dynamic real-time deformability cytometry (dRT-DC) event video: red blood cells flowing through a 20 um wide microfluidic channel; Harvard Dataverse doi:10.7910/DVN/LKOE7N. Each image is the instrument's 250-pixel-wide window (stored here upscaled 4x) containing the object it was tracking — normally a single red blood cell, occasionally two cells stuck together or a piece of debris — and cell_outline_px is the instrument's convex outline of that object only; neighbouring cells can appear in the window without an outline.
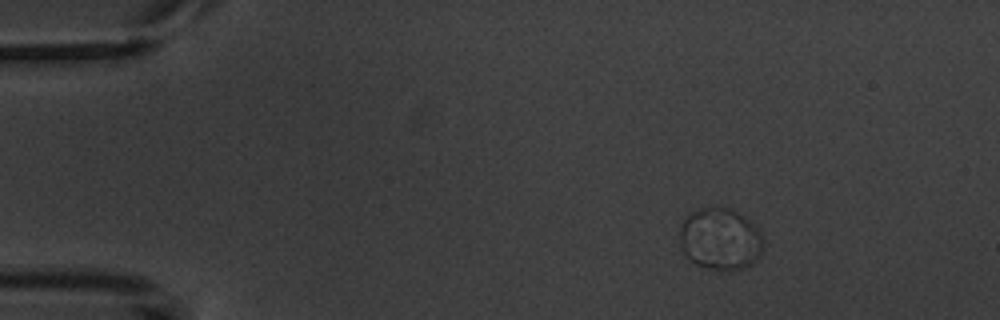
{"species": "common noctule bat (a hibernating species)", "species_latin": "Nyctalus noctula", "temperature_condition": "warm", "stored_images_in_passage": 6, "camera_frame_rate_fps": 3000, "um_per_image_px": 0.085, "animal": {"sex": "male", "body_mass_g": 20.1, "forearm_length_mm": 53.5}, "frame": {"image": 1, "passage_image": 2, "time_ms": 1.0, "image_size_px": [1000, 320], "cell_outline_px": [[764, 248], [756, 260], [748, 268], [708, 268], [696, 264], [680, 248], [680, 228], [684, 220], [692, 212], [700, 208], [728, 208], [744, 216], [760, 232], [764, 240]], "centroid_in_image_um": [61.24, 20.31], "position_along_channel_um": 23.8, "area_um2": 29.65}}
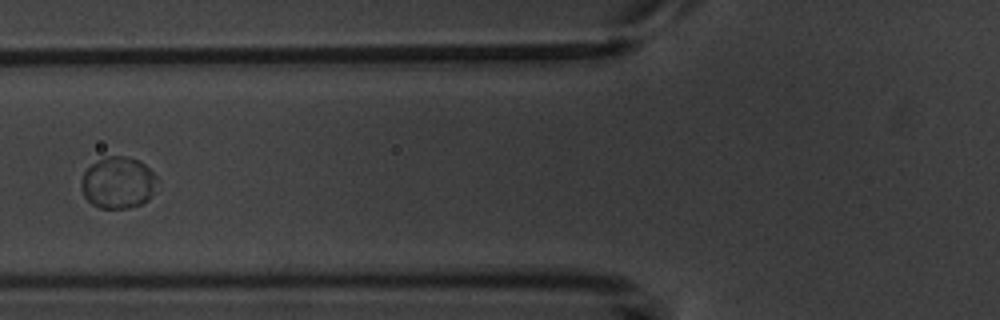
{"frame": {"image": 2, "passage_image": 6, "time_ms": 5.667, "image_size_px": [1000, 320], "cell_outline_px": [[160, 180], [148, 200], [140, 204], [128, 208], [100, 208], [92, 204], [84, 196], [80, 188], [80, 184], [84, 172], [92, 164], [104, 156], [124, 156], [136, 160], [144, 164]], "centroid_in_image_um": [10.03, 15.53], "position_along_channel_um": 115.8, "area_um2": 22.89}}